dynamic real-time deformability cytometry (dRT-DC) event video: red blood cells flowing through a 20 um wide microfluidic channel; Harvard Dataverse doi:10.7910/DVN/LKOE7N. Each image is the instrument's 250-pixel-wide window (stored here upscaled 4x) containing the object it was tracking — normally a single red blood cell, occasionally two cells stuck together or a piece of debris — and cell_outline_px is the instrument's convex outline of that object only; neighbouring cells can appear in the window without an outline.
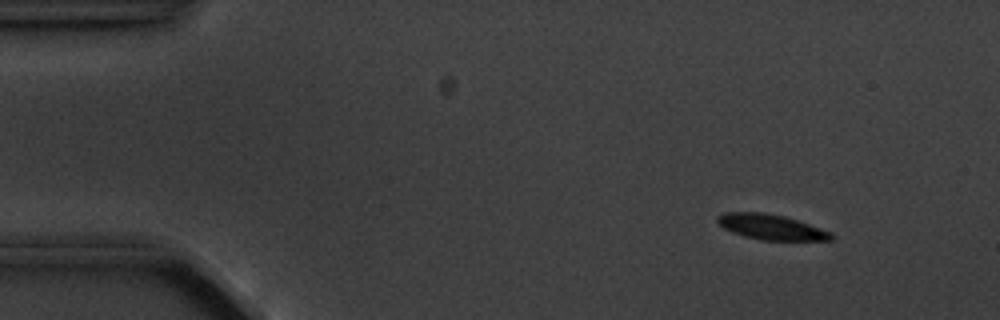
{"species": "common noctule bat (a hibernating species)", "species_latin": "Nyctalus noctula", "temperature_condition": "cold", "stored_images_in_passage": 5, "camera_frame_rate_fps": 3000, "um_per_image_px": 0.085, "animal": {"sex": "male", "body_mass_g": 20.1, "forearm_length_mm": 53.5}, "frame": {"image": 1, "passage_image": 2, "time_ms": 1.333, "image_size_px": [1000, 320], "cell_outline_px": [[836, 236], [832, 240], [760, 240], [744, 236], [732, 232], [724, 228], [716, 220], [716, 216], [724, 212], [764, 212], [784, 216], [832, 232]], "centroid_in_image_um": [65.54, 19.29], "position_along_channel_um": 19.5, "area_um2": 16.76}}